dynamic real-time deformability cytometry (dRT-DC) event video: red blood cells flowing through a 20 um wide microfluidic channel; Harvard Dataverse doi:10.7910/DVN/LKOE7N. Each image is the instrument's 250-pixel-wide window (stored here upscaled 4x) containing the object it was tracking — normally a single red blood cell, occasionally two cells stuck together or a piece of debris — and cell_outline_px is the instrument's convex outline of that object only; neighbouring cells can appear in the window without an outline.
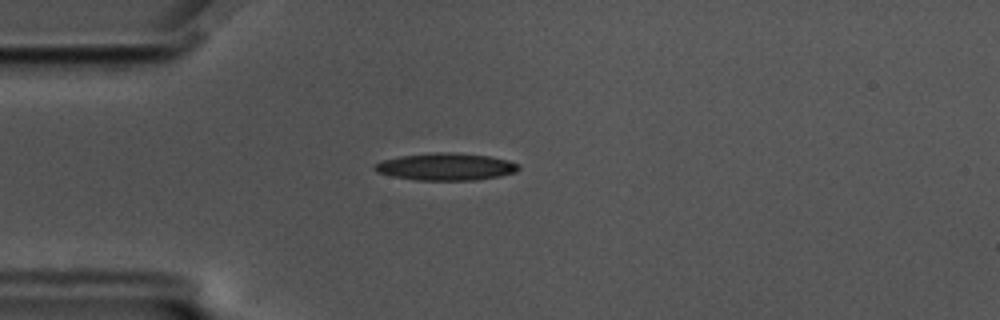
{"species": "common noctule bat (a hibernating species)", "species_latin": "Nyctalus noctula", "temperature_condition": "cold", "stored_images_in_passage": 57, "camera_frame_rate_fps": 3000, "um_per_image_px": 0.085, "animal": {"sex": "male", "body_mass_g": 17.5, "forearm_length_mm": 52.3}, "frame": {"image": 1, "passage_image": 15, "time_ms": 4.667, "image_size_px": [1000, 320], "cell_outline_px": [[520, 168], [516, 172], [500, 176], [476, 180], [416, 180], [392, 176], [376, 172], [372, 168], [380, 160], [400, 156], [436, 152], [456, 152], [488, 156], [508, 160], [520, 164]], "centroid_in_image_um": [37.9, 14.17], "position_along_channel_um": 47.1, "area_um2": 23.0}}
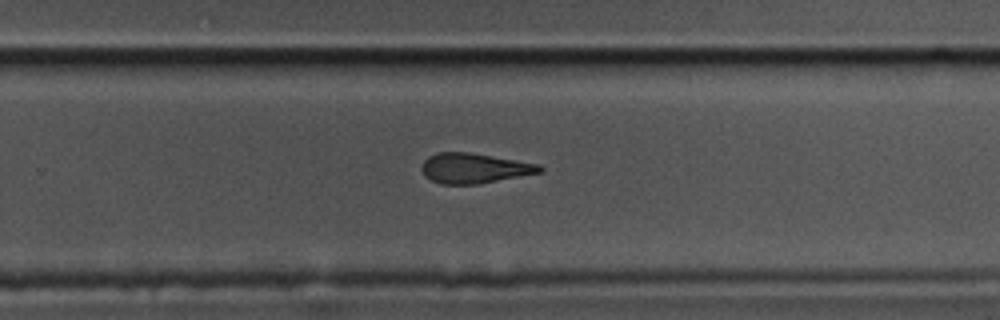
{"frame": {"image": 2, "passage_image": 37, "time_ms": 12.0, "image_size_px": [1000, 320], "cell_outline_px": [[544, 172], [476, 184], [440, 184], [424, 176], [420, 168], [424, 160], [428, 156], [436, 152], [468, 152], [540, 164], [544, 168]], "centroid_in_image_um": [40.3, 14.29], "position_along_channel_um": 289.5, "area_um2": 20.75}}
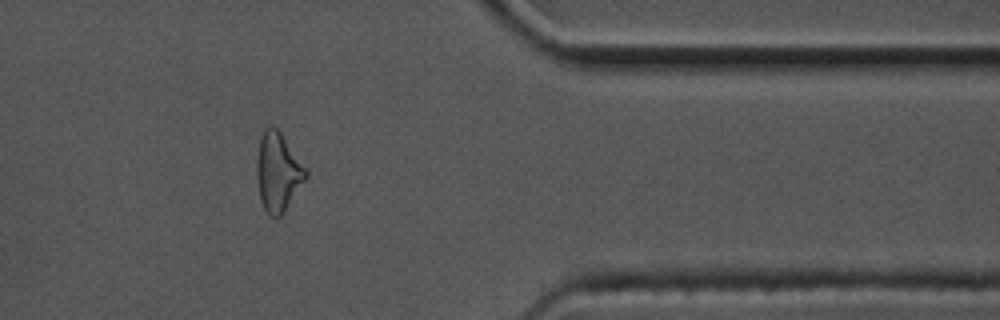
{"frame": {"image": 3, "passage_image": 47, "time_ms": 15.333, "image_size_px": [1000, 320], "cell_outline_px": [[308, 176], [284, 212], [280, 216], [268, 216], [260, 200], [256, 180], [256, 160], [260, 136], [264, 128], [268, 124], [272, 124], [280, 132], [308, 172]], "centroid_in_image_um": [23.59, 14.61], "position_along_channel_um": 387.8, "area_um2": 22.6}, "authors_computed_cell_mechanics": {"area_um2": 21.4438, "velocity_mm_per_s": 3.4956, "shape_relaxation_time_tau1_ms": 4.4701, "shape_relaxation_time_tau2_ms": 2.5912, "deformation_change_tau1": 0.1601, "deformation_change_tau2": 0.1372}}